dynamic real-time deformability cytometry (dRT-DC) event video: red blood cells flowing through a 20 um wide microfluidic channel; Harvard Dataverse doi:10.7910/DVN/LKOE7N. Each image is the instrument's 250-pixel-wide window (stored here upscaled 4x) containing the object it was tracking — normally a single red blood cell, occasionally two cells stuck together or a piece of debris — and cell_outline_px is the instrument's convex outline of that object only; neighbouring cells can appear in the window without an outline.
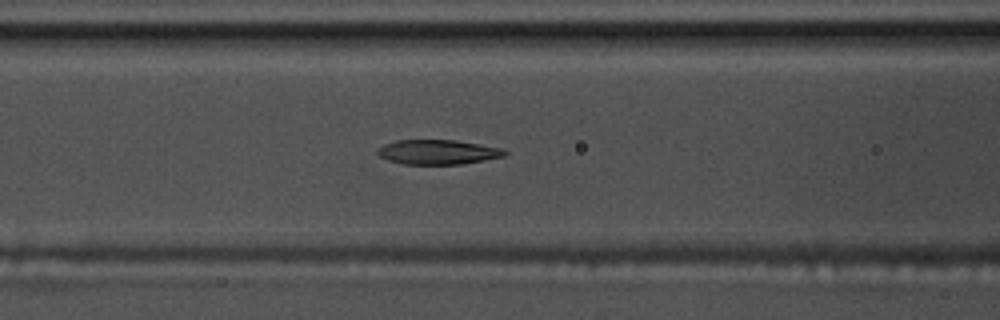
{"species": "common noctule bat (a hibernating species)", "species_latin": "Nyctalus noctula", "temperature_condition": "warm", "stored_images_in_passage": 57, "camera_frame_rate_fps": 3000, "um_per_image_px": 0.085, "animal": {"sex": "male", "body_mass_g": 17.5, "forearm_length_mm": 52.3}, "frame": {"image": 1, "passage_image": 24, "time_ms": 7.667, "image_size_px": [1000, 320], "cell_outline_px": [[508, 152], [504, 156], [484, 160], [460, 164], [404, 164], [388, 160], [380, 156], [376, 152], [376, 148], [384, 144], [396, 140], [456, 140], [500, 148]], "centroid_in_image_um": [37.17, 12.92], "position_along_channel_um": 129.4, "area_um2": 18.15}}
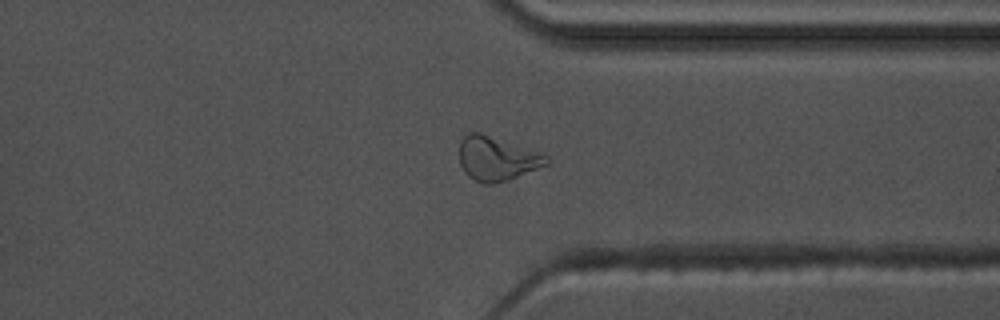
{"frame": {"image": 2, "passage_image": 44, "time_ms": 14.333, "image_size_px": [1000, 320], "cell_outline_px": [[548, 164], [508, 180], [492, 184], [484, 184], [468, 176], [464, 172], [460, 164], [460, 140], [468, 132], [480, 132], [540, 152], [548, 156]], "centroid_in_image_um": [42.21, 13.47], "position_along_channel_um": 369.2, "area_um2": 22.31}}
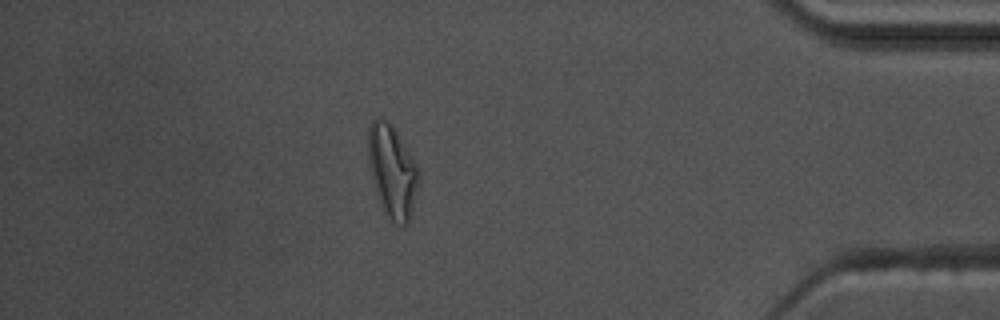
{"frame": {"image": 3, "passage_image": 50, "time_ms": 16.333, "image_size_px": [1000, 320], "cell_outline_px": [[420, 180], [408, 220], [404, 224], [392, 224], [388, 220], [380, 204], [368, 164], [368, 128], [372, 120], [380, 116], [392, 124], [416, 160], [420, 172]], "centroid_in_image_um": [33.34, 14.51], "position_along_channel_um": 401.9, "area_um2": 27.57}, "authors_computed_cell_mechanics": {"area_um2": 19.7098, "velocity_mm_per_s": 3.6128, "shape_relaxation_time_tau1_ms": 6.2179, "shape_relaxation_time_tau2_ms": 3.0993, "deformation_change_tau1": 0.2119, "deformation_change_tau2": 0.1079}}